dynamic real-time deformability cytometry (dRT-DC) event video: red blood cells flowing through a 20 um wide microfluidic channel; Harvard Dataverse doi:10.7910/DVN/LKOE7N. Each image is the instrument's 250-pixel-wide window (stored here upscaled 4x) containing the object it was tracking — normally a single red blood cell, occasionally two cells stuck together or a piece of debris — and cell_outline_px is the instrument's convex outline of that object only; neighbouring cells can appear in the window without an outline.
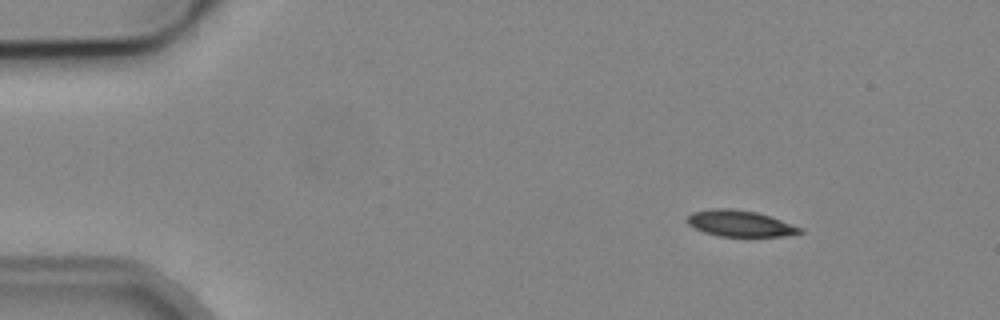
{"species": "common noctule bat (a hibernating species)", "species_latin": "Nyctalus noctula", "temperature_condition": "cold", "stored_images_in_passage": 5, "camera_frame_rate_fps": 3000, "um_per_image_px": 0.085, "animal": {"sex": "male", "body_mass_g": 19.2, "forearm_length_mm": 51.8}, "frame": {"image": 1, "passage_image": 1, "time_ms": 0.0, "image_size_px": [1000, 320], "cell_outline_px": [[804, 232], [784, 236], [720, 236], [704, 232], [688, 224], [684, 220], [692, 212], [712, 208], [728, 208], [756, 212], [804, 228]], "centroid_in_image_um": [62.88, 18.99], "position_along_channel_um": 22.1, "area_um2": 17.11}}
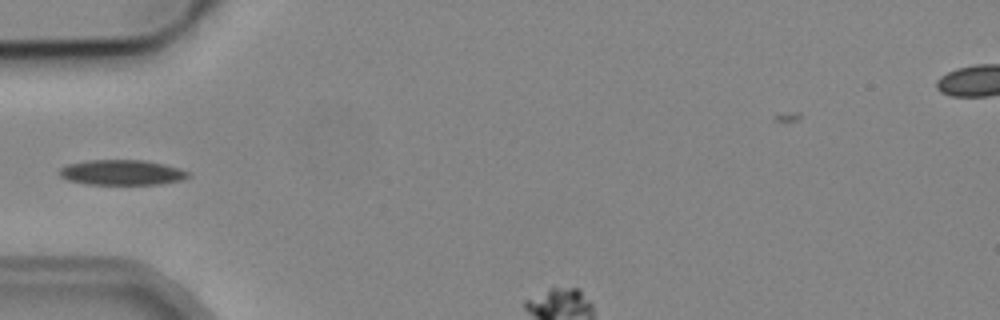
{"frame": {"image": 2, "passage_image": 4, "time_ms": 3.667, "image_size_px": [1000, 320], "cell_outline_px": [[188, 176], [180, 180], [160, 184], [84, 184], [68, 180], [60, 176], [56, 172], [60, 168], [68, 164], [88, 160], [144, 160], [164, 164], [180, 168], [188, 172]], "centroid_in_image_um": [10.3, 14.65], "position_along_channel_um": 74.7, "area_um2": 18.9}}